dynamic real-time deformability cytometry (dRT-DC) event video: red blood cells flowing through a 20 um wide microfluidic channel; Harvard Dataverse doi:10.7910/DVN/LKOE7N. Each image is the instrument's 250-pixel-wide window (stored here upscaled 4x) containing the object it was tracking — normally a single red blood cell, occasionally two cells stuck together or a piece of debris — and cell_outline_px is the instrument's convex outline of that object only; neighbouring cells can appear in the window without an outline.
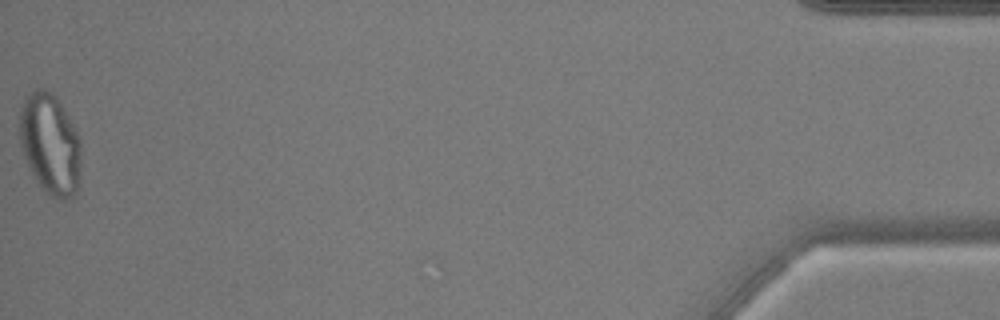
{"species": "common noctule bat (a hibernating species)", "species_latin": "Nyctalus noctula", "temperature_condition": "warm", "stored_images_in_passage": 52, "camera_frame_rate_fps": 3000, "um_per_image_px": 0.085, "animal": {"sex": "male", "body_mass_g": 17.9, "forearm_length_mm": 54.2}, "frame": {"image": 1, "passage_image": 52, "time_ms": 17.0, "image_size_px": [1000, 320], "cell_outline_px": [[80, 164], [76, 192], [72, 196], [64, 200], [60, 200], [52, 196], [36, 180], [24, 156], [20, 144], [20, 108], [24, 100], [36, 88], [44, 88], [56, 96], [76, 128], [80, 136]], "centroid_in_image_um": [4.27, 12.21], "position_along_channel_um": 430.9, "area_um2": 35.84}}